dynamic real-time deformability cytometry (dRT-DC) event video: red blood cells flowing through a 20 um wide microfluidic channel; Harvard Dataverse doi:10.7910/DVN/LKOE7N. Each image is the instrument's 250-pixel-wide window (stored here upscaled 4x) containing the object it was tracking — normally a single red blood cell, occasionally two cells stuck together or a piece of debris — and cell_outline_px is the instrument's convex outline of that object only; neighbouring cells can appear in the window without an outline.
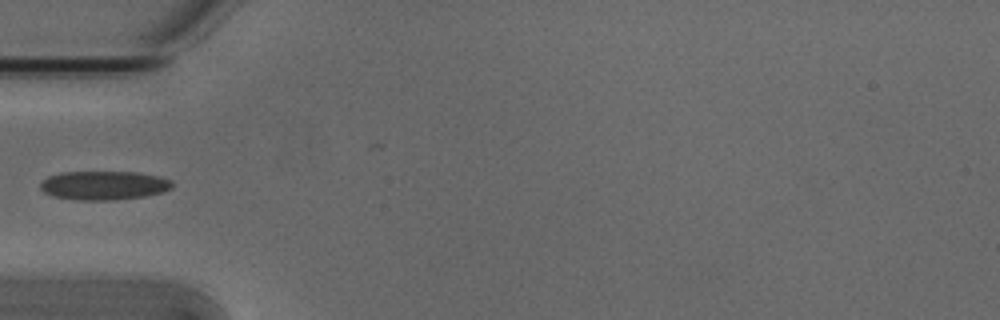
{"species": "Egyptian fruit bat (a non-hibernating species)", "species_latin": "Rousettus aegyptiacus", "temperature_condition": "cold", "stored_images_in_passage": 4, "camera_frame_rate_fps": 3000, "um_per_image_px": 0.085, "animal": {"sex": "male"}, "frame": {"image": 1, "passage_image": 3, "time_ms": 0.667, "image_size_px": [1000, 320], "cell_outline_px": [[172, 188], [164, 192], [144, 196], [116, 200], [76, 200], [52, 196], [44, 192], [40, 188], [40, 184], [48, 176], [60, 172], [136, 172], [160, 176], [172, 180]], "centroid_in_image_um": [8.84, 15.76], "position_along_channel_um": 76.2, "area_um2": 22.37}}
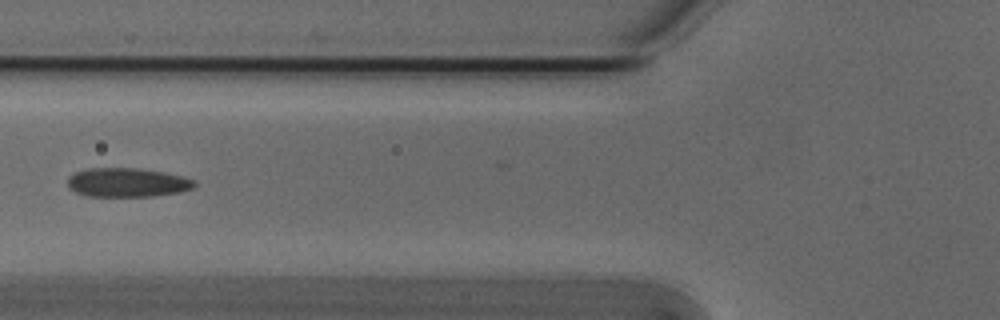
{"frame": {"image": 2, "passage_image": 4, "time_ms": 1.0, "image_size_px": [1000, 320], "cell_outline_px": [[196, 184], [192, 188], [180, 192], [152, 196], [88, 196], [76, 192], [68, 188], [68, 176], [76, 172], [88, 168], [140, 168], [164, 172], [184, 176], [196, 180]], "centroid_in_image_um": [10.83, 15.5], "position_along_channel_um": 115.0, "area_um2": 21.56}}